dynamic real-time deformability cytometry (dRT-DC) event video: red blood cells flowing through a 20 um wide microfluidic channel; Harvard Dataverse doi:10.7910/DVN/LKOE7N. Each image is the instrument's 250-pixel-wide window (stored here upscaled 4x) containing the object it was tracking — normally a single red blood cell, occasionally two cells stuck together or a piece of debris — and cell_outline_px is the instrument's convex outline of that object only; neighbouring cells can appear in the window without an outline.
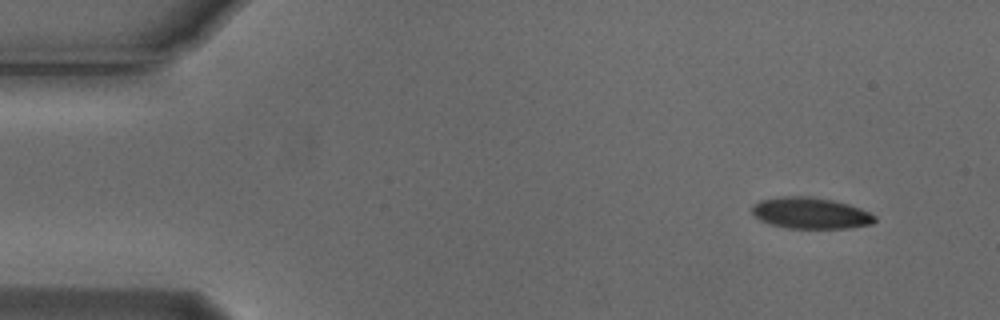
{"species": "Egyptian fruit bat (a non-hibernating species)", "species_latin": "Rousettus aegyptiacus", "temperature_condition": "cold", "stored_images_in_passage": 4, "camera_frame_rate_fps": 3000, "um_per_image_px": 0.085, "animal": {"sex": "male"}, "frame": {"image": 1, "passage_image": 1, "time_ms": 0.0, "image_size_px": [1000, 320], "cell_outline_px": [[876, 220], [872, 224], [848, 228], [788, 228], [772, 224], [760, 220], [752, 212], [752, 204], [760, 200], [776, 196], [808, 196], [832, 200], [848, 204], [860, 208], [876, 216]], "centroid_in_image_um": [68.89, 18.1], "position_along_channel_um": 16.1, "area_um2": 22.37}}
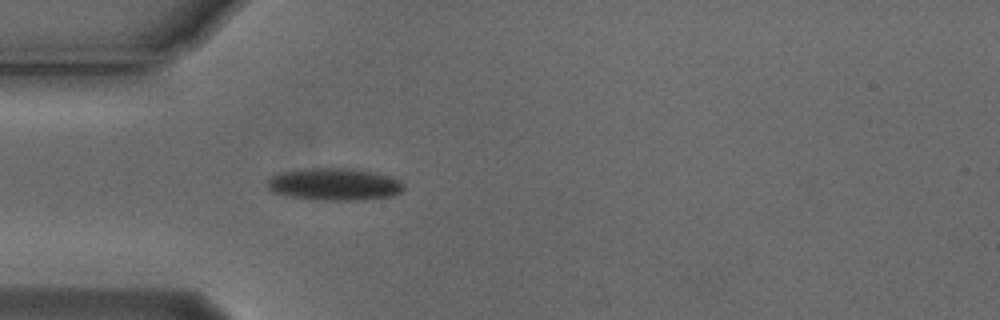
{"frame": {"image": 2, "passage_image": 4, "time_ms": 1.0, "image_size_px": [1000, 320], "cell_outline_px": [[404, 188], [400, 192], [392, 196], [364, 200], [320, 200], [292, 196], [272, 192], [264, 184], [272, 176], [280, 172], [308, 168], [352, 168], [400, 180], [404, 184]], "centroid_in_image_um": [28.38, 15.67], "position_along_channel_um": 56.6, "area_um2": 25.43}}